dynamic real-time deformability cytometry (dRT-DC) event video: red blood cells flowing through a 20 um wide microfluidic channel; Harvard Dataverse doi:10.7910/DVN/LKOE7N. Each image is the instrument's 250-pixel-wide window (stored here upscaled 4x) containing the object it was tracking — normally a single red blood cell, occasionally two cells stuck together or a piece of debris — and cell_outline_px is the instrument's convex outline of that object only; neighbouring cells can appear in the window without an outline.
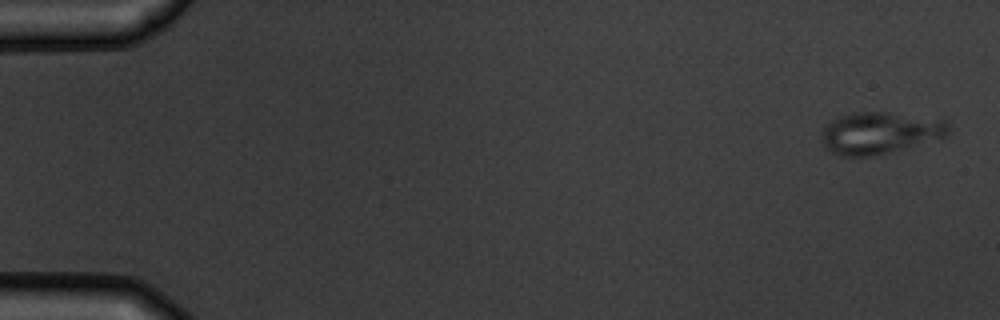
{"species": "common noctule bat (a hibernating species)", "species_latin": "Nyctalus noctula", "temperature_condition": "warm", "stored_images_in_passage": 6, "camera_frame_rate_fps": 3000, "um_per_image_px": 0.085, "animal": {"sex": "male", "body_mass_g": 19.5, "forearm_length_mm": 54.6}, "frame": {"image": 1, "passage_image": 1, "time_ms": 0.0, "image_size_px": [1000, 320], "cell_outline_px": [[948, 136], [868, 156], [840, 156], [824, 148], [820, 140], [820, 132], [832, 120], [856, 112], [888, 112], [948, 120]], "centroid_in_image_um": [74.74, 11.28], "position_along_channel_um": 10.3, "area_um2": 30.46}}